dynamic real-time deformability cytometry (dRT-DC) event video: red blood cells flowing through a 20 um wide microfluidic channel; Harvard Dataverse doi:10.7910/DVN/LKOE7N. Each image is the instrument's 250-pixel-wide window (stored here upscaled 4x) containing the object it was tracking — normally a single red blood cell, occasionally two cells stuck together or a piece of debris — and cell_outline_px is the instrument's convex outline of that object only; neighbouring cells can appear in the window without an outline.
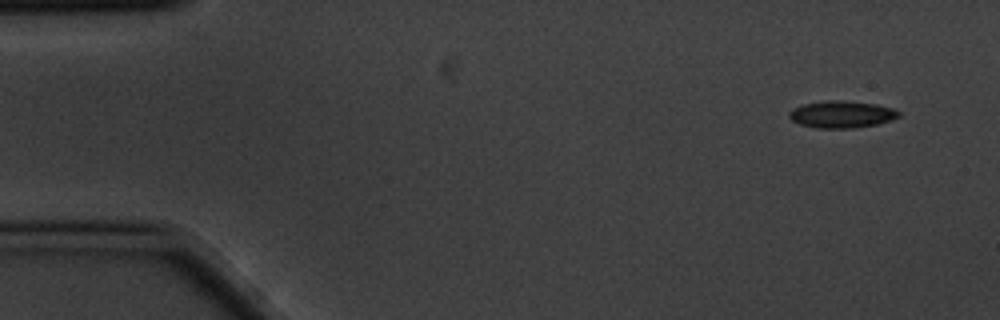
{"species": "common noctule bat (a hibernating species)", "species_latin": "Nyctalus noctula", "temperature_condition": "cold", "stored_images_in_passage": 5, "camera_frame_rate_fps": 3000, "um_per_image_px": 0.085, "animal": {"sex": "male", "body_mass_g": 20.1, "forearm_length_mm": 53.5}, "frame": {"image": 1, "passage_image": 1, "time_ms": 0.0, "image_size_px": [1000, 320], "cell_outline_px": [[900, 116], [892, 120], [876, 124], [852, 128], [816, 128], [800, 124], [792, 120], [788, 116], [788, 112], [792, 108], [804, 104], [820, 100], [840, 100], [876, 104], [892, 108], [900, 112]], "centroid_in_image_um": [71.51, 9.71], "position_along_channel_um": 13.5, "area_um2": 17.34}}
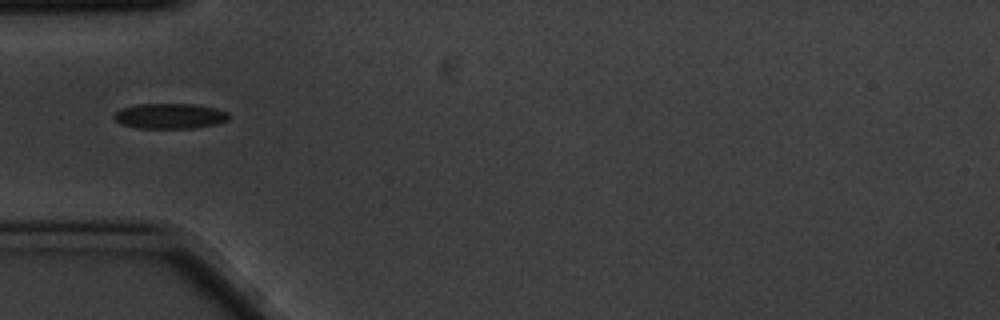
{"frame": {"image": 2, "passage_image": 5, "time_ms": 1.333, "image_size_px": [1000, 320], "cell_outline_px": [[228, 120], [216, 124], [196, 128], [136, 128], [120, 124], [112, 116], [116, 112], [124, 108], [136, 104], [192, 104], [216, 108], [228, 112]], "centroid_in_image_um": [14.44, 9.87], "position_along_channel_um": 70.6, "area_um2": 16.94}}